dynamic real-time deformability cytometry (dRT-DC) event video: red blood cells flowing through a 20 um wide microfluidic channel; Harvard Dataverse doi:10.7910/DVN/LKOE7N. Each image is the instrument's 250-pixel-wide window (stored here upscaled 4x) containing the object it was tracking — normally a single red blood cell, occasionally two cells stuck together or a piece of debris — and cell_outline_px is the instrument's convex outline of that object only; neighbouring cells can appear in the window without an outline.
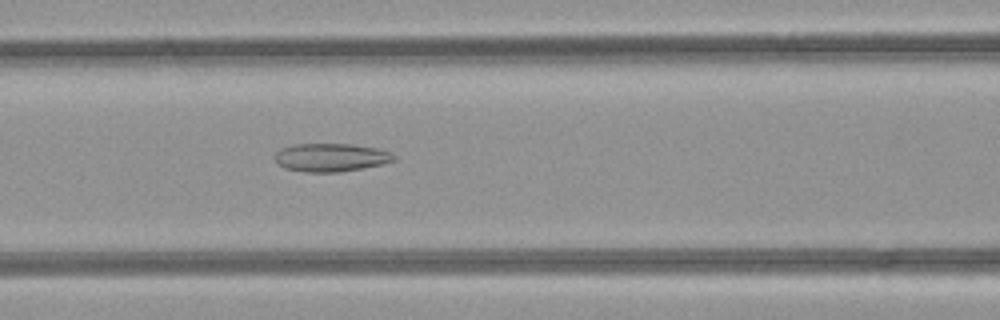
{"species": "common noctule bat (a hibernating species)", "species_latin": "Nyctalus noctula", "temperature_condition": "room temperature", "stored_images_in_passage": 37, "camera_frame_rate_fps": 3000, "um_per_image_px": 0.085, "animal": {"sex": "female", "body_mass_g": 21.9}, "frame": {"image": 1, "passage_image": 13, "time_ms": 4.0, "image_size_px": [1000, 320], "cell_outline_px": [[396, 160], [380, 164], [340, 172], [304, 172], [284, 168], [276, 164], [276, 152], [280, 148], [296, 144], [352, 144], [376, 148], [392, 152], [396, 156]], "centroid_in_image_um": [28.11, 13.38], "position_along_channel_um": 138.5, "area_um2": 19.59}}
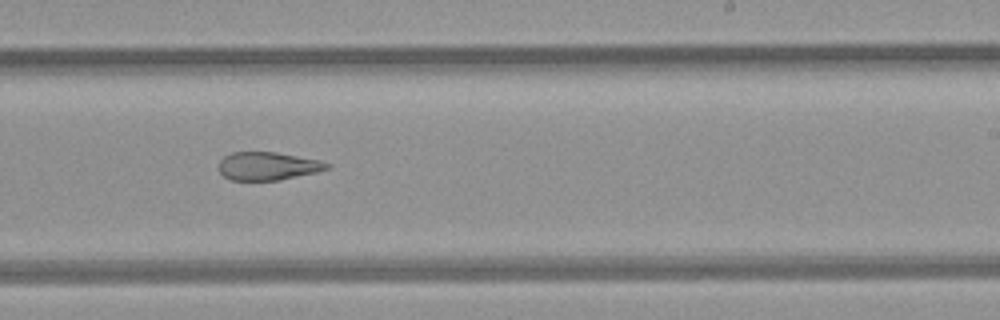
{"frame": {"image": 2, "passage_image": 22, "time_ms": 7.0, "image_size_px": [1000, 320], "cell_outline_px": [[328, 168], [316, 172], [276, 180], [232, 180], [224, 176], [220, 172], [220, 160], [224, 156], [232, 152], [276, 152], [320, 160], [328, 164]], "centroid_in_image_um": [22.73, 14.1], "position_along_channel_um": 266.3, "area_um2": 17.4}}
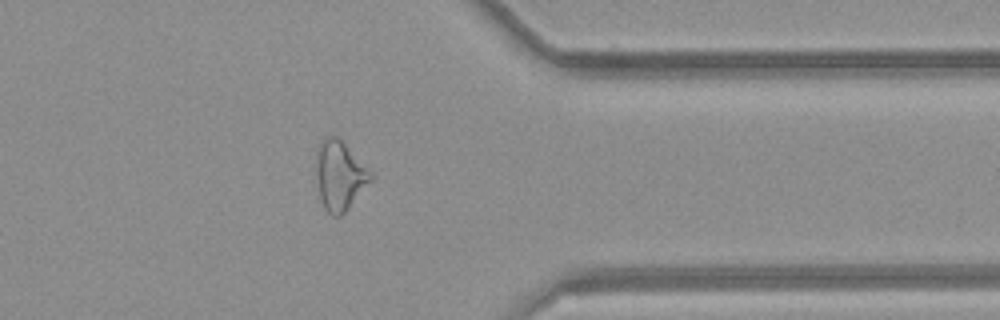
{"frame": {"image": 3, "passage_image": 31, "time_ms": 10.0, "image_size_px": [1000, 320], "cell_outline_px": [[372, 180], [348, 208], [340, 216], [332, 216], [324, 208], [320, 196], [316, 176], [316, 148], [324, 136], [336, 136], [372, 172]], "centroid_in_image_um": [28.84, 14.91], "position_along_channel_um": 382.6, "area_um2": 21.79}, "authors_computed_cell_mechanics": {"area_um2": 20.8658, "velocity_mm_per_s": 4.2639, "shape_relaxation_time_tau1_ms": null, "shape_relaxation_time_tau2_ms": 3.3184, "deformation_change_tau1": null, "deformation_change_tau2": 0.1312}}